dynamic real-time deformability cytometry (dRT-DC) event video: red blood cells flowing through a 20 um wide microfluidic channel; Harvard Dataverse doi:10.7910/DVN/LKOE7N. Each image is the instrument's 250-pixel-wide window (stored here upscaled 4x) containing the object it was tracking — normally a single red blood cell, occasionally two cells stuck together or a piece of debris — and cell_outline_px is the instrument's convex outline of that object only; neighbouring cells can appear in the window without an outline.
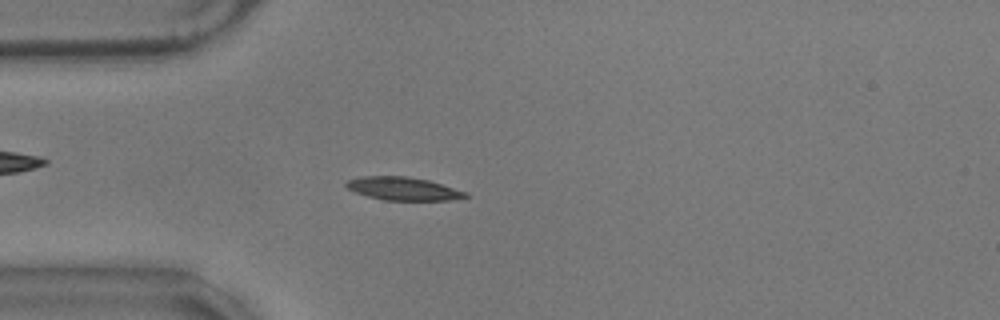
{"species": "common noctule bat (a hibernating species)", "species_latin": "Nyctalus noctula", "temperature_condition": "warm", "stored_images_in_passage": 57, "camera_frame_rate_fps": 3000, "um_per_image_px": 0.085, "animal": {"sex": "male", "body_mass_g": 17.9}, "frame": {"image": 1, "passage_image": 15, "time_ms": 4.667, "image_size_px": [1000, 320], "cell_outline_px": [[468, 196], [448, 200], [384, 200], [368, 196], [356, 192], [348, 188], [344, 184], [348, 180], [360, 176], [408, 176], [428, 180], [468, 192]], "centroid_in_image_um": [34.26, 16.03], "position_along_channel_um": 50.7, "area_um2": 15.95}}
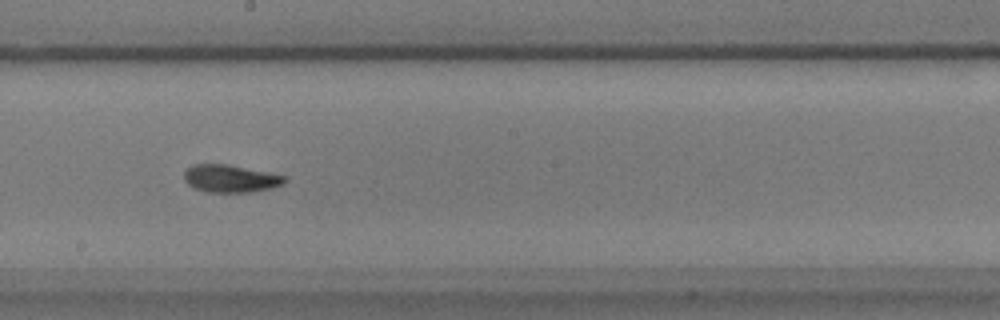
{"frame": {"image": 2, "passage_image": 31, "time_ms": 10.0, "image_size_px": [1000, 320], "cell_outline_px": [[288, 180], [284, 184], [272, 188], [252, 192], [208, 192], [196, 188], [188, 184], [184, 180], [184, 172], [192, 164], [228, 164], [288, 176]], "centroid_in_image_um": [19.64, 15.17], "position_along_channel_um": 228.6, "area_um2": 16.3}}
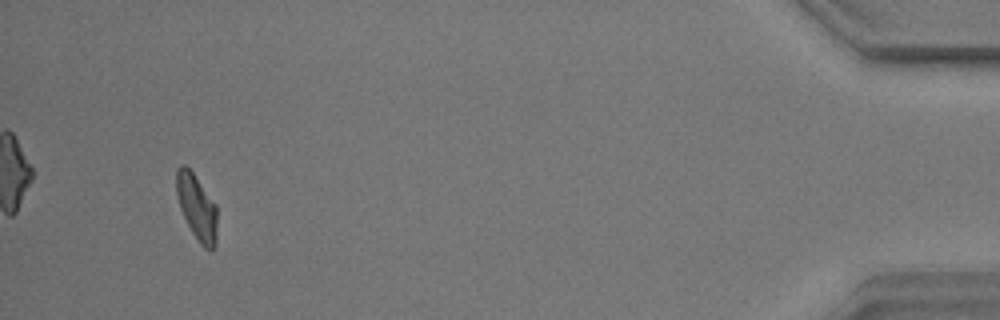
{"frame": {"image": 3, "passage_image": 54, "time_ms": 17.667, "image_size_px": [1000, 320], "cell_outline_px": [[216, 244], [212, 252], [204, 248], [200, 244], [192, 232], [180, 208], [176, 196], [176, 168], [180, 164], [184, 164], [192, 172], [216, 204]], "centroid_in_image_um": [16.72, 17.62], "position_along_channel_um": 418.5, "area_um2": 15.55}, "authors_computed_cell_mechanics": {"area_um2": 15.895, "velocity_mm_per_s": 3.4768, "shape_relaxation_time_tau1_ms": 6.7581, "shape_relaxation_time_tau2_ms": 3.0283, "deformation_change_tau1": 0.1715, "deformation_change_tau2": 0.0829}}